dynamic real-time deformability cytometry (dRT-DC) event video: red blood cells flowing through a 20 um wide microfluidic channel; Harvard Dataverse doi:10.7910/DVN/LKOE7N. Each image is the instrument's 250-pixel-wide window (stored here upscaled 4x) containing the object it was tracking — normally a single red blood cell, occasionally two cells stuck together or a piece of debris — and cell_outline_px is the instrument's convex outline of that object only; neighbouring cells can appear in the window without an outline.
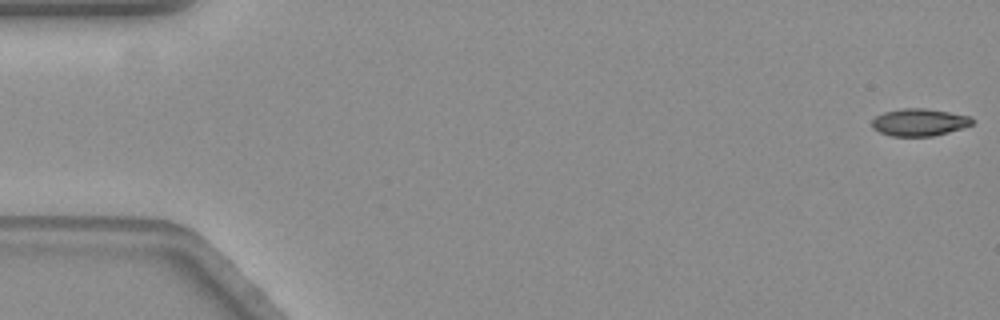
{"species": "common noctule bat (a hibernating species)", "species_latin": "Nyctalus noctula", "temperature_condition": "warm", "stored_images_in_passage": 58, "camera_frame_rate_fps": 3000, "um_per_image_px": 0.085, "animal": {"sex": "female", "body_mass_g": 19.3, "forearm_length_mm": 54.1}, "frame": {"image": 1, "passage_image": 1, "time_ms": 0.0, "image_size_px": [1000, 320], "cell_outline_px": [[972, 124], [948, 132], [932, 136], [892, 136], [880, 132], [872, 128], [872, 120], [876, 116], [884, 112], [904, 108], [924, 108], [972, 116]], "centroid_in_image_um": [78.12, 10.39], "position_along_channel_um": 6.9, "area_um2": 15.78}}
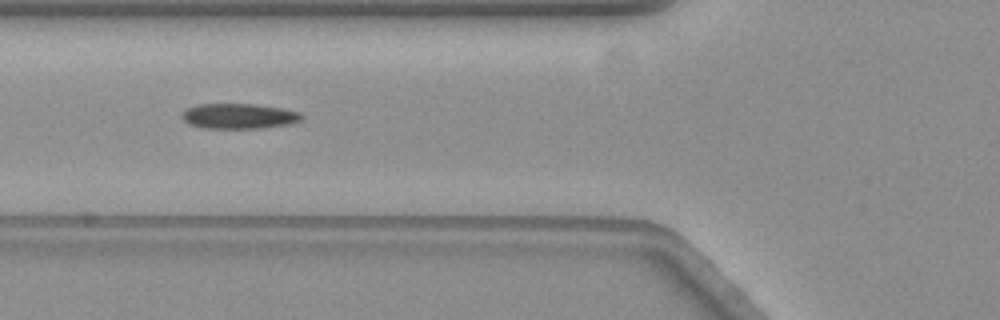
{"frame": {"image": 2, "passage_image": 22, "time_ms": 7.0, "image_size_px": [1000, 320], "cell_outline_px": [[304, 116], [300, 120], [288, 124], [260, 128], [200, 128], [188, 124], [184, 120], [184, 112], [188, 108], [200, 104], [256, 104], [280, 108], [300, 112]], "centroid_in_image_um": [20.32, 9.87], "position_along_channel_um": 105.5, "area_um2": 17.4}}
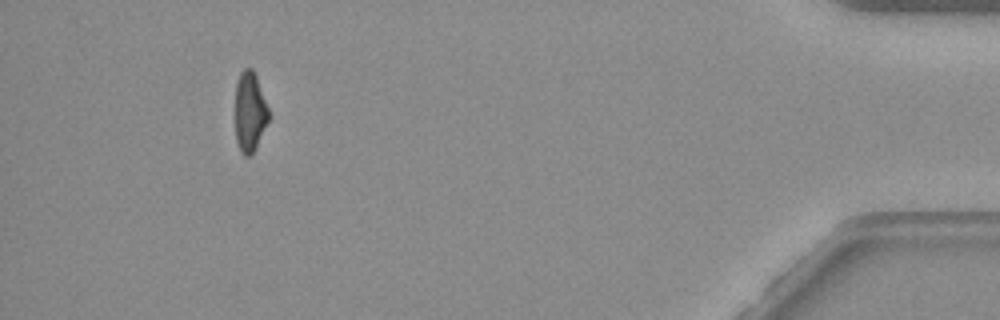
{"frame": {"image": 3, "passage_image": 54, "time_ms": 17.667, "image_size_px": [1000, 320], "cell_outline_px": [[268, 120], [256, 148], [252, 156], [244, 156], [240, 152], [236, 140], [236, 84], [240, 72], [244, 68], [252, 68], [256, 76], [268, 108]], "centroid_in_image_um": [21.22, 9.54], "position_along_channel_um": 414.0, "area_um2": 15.43}, "authors_computed_cell_mechanics": {"area_um2": 17.0799, "velocity_mm_per_s": 3.5489, "shape_relaxation_time_tau1_ms": 9.1596, "shape_relaxation_time_tau2_ms": 7.1941, "deformation_change_tau1": 0.2233, "deformation_change_tau2": 0.139}}